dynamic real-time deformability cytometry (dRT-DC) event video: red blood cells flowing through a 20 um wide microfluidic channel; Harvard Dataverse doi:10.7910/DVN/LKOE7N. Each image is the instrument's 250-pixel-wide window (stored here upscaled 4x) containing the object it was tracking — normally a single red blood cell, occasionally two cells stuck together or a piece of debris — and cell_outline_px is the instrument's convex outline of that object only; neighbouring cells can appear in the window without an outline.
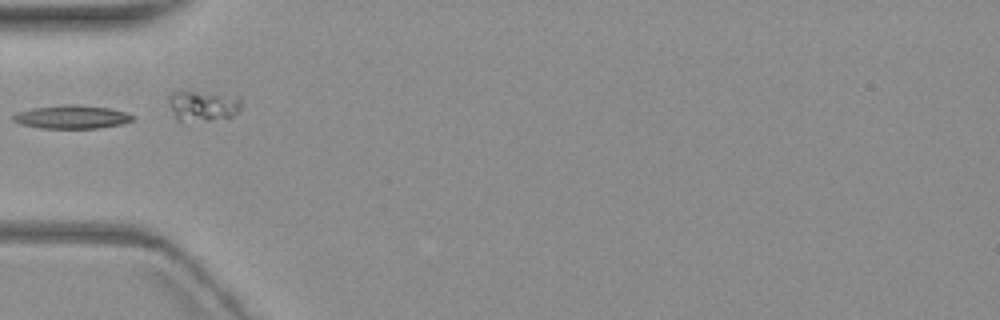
{"species": "common noctule bat (a hibernating species)", "species_latin": "Nyctalus noctula", "temperature_condition": "warm", "stored_images_in_passage": 15, "camera_frame_rate_fps": 3000, "um_per_image_px": 0.085, "animal": {"sex": "female", "body_mass_g": 19.3, "forearm_length_mm": 54.1}, "frame": {"image": 1, "passage_image": 5, "time_ms": 6.0, "image_size_px": [1000, 320], "cell_outline_px": [[136, 116], [132, 120], [120, 124], [100, 128], [40, 128], [20, 124], [12, 120], [12, 116], [16, 112], [32, 108], [68, 104], [76, 104], [112, 108]], "centroid_in_image_um": [6.08, 9.93], "position_along_channel_um": 78.9, "area_um2": 16.36}}
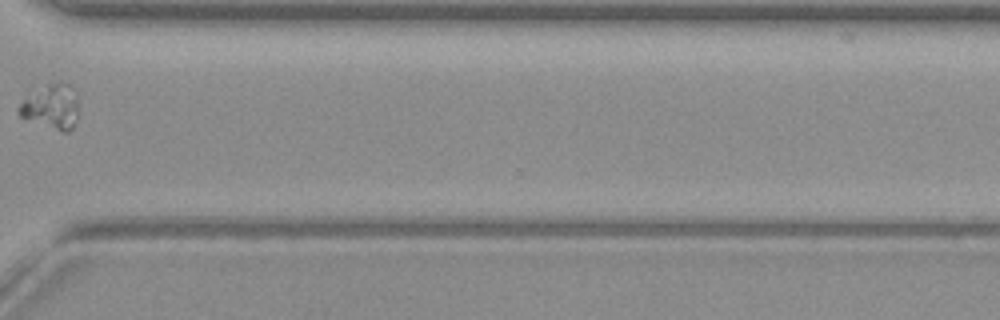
{"frame": {"image": 2, "passage_image": 12, "time_ms": 14.667, "image_size_px": [1000, 320], "cell_outline_px": [[76, 120], [72, 128], [68, 132], [64, 132], [20, 116], [16, 112], [16, 108], [24, 100], [48, 84], [72, 84], [76, 96]], "centroid_in_image_um": [4.37, 9.09], "position_along_channel_um": 366.2, "area_um2": 14.74}}
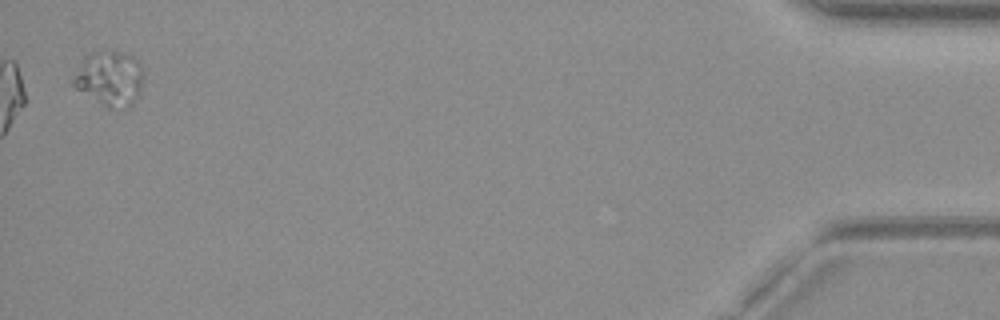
{"frame": {"image": 3, "passage_image": 15, "time_ms": 19.0, "image_size_px": [1000, 320], "cell_outline_px": [[140, 96], [124, 112], [108, 108], [76, 88], [72, 84], [72, 80], [84, 60], [92, 52], [104, 48], [124, 52], [140, 60]], "centroid_in_image_um": [9.35, 6.68], "position_along_channel_um": 425.8, "area_um2": 22.54}, "authors_computed_cell_mechanics": {"area_um2": 14.7968, "velocity_mm_per_s": 3.4326, "shape_relaxation_time_tau1_ms": 2.5755, "shape_relaxation_time_tau2_ms": null, "deformation_change_tau1": 0.3067, "deformation_change_tau2": null}}